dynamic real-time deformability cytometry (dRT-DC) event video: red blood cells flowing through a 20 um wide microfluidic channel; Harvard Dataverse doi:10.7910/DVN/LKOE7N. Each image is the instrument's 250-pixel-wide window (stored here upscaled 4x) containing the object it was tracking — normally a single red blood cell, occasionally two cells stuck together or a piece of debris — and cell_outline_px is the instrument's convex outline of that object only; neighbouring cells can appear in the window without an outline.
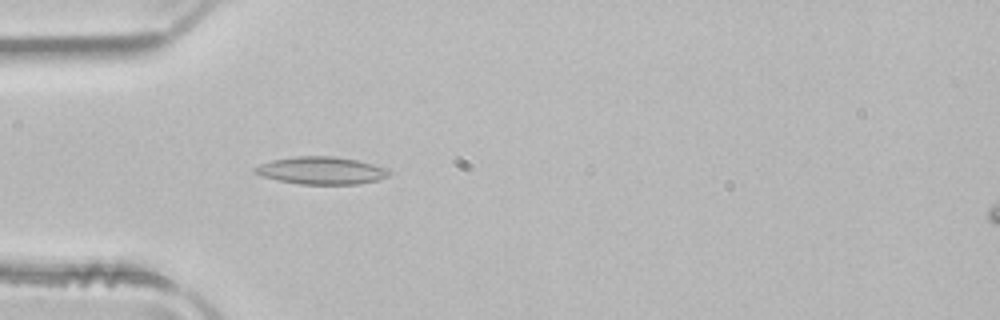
{"species": "common noctule bat (a hibernating species)", "species_latin": "Nyctalus noctula", "temperature_condition": "room temperature", "stored_images_in_passage": 51, "camera_frame_rate_fps": 3000, "um_per_image_px": 0.085, "animal": {"sex": "male", "body_mass_g": 21.5, "forearm_length_mm": 52.0}, "frame": {"image": 1, "passage_image": 15, "time_ms": 4.667, "image_size_px": [1000, 320], "cell_outline_px": [[388, 176], [376, 180], [360, 184], [300, 184], [280, 180], [264, 176], [252, 172], [252, 168], [260, 164], [272, 160], [296, 156], [336, 156], [356, 160], [388, 168]], "centroid_in_image_um": [27.29, 14.49], "position_along_channel_um": 57.7, "area_um2": 21.33}}
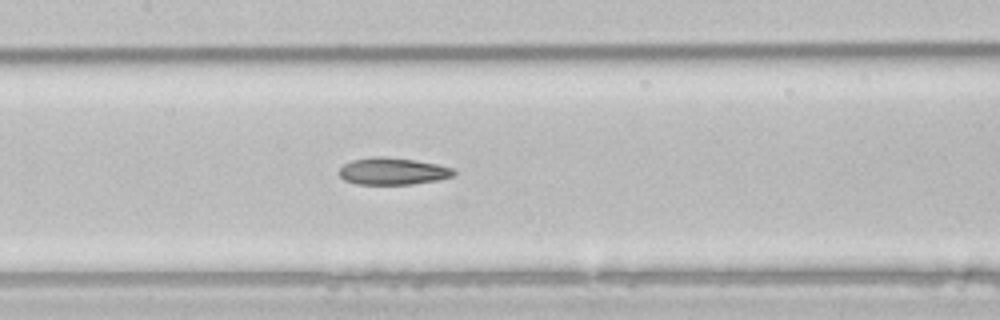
{"frame": {"image": 2, "passage_image": 24, "time_ms": 7.667, "image_size_px": [1000, 320], "cell_outline_px": [[456, 172], [452, 176], [440, 180], [412, 184], [356, 184], [344, 180], [340, 176], [340, 168], [344, 164], [352, 160], [372, 156], [376, 156], [416, 160], [456, 168]], "centroid_in_image_um": [33.41, 14.55], "position_along_channel_um": 174.0, "area_um2": 18.09}}
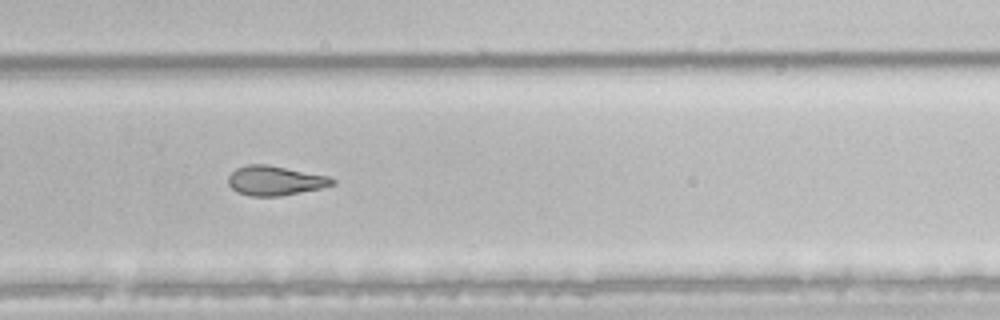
{"frame": {"image": 3, "passage_image": 34, "time_ms": 11.0, "image_size_px": [1000, 320], "cell_outline_px": [[336, 184], [320, 188], [280, 196], [248, 196], [236, 192], [228, 184], [228, 176], [236, 168], [248, 164], [268, 164], [328, 176], [336, 180]], "centroid_in_image_um": [23.36, 15.35], "position_along_channel_um": 306.4, "area_um2": 17.98}, "authors_computed_cell_mechanics": {"area_um2": 20.519, "velocity_mm_per_s": 3.9923, "shape_relaxation_time_tau1_ms": null, "shape_relaxation_time_tau2_ms": 4.6079, "deformation_change_tau1": null, "deformation_change_tau2": 0.136}}